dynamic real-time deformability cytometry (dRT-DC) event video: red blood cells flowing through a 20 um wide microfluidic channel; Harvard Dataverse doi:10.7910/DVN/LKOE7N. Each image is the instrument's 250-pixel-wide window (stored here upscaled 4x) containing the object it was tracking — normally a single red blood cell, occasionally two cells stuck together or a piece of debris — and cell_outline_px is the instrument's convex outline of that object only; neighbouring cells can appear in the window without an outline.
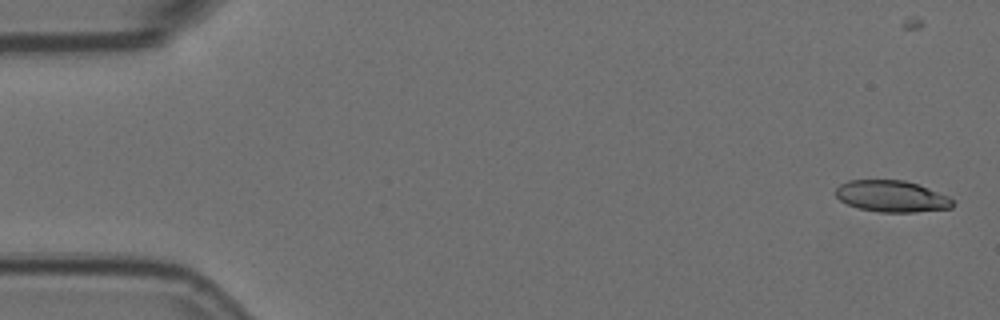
{"species": "Egyptian fruit bat (a non-hibernating species)", "species_latin": "Rousettus aegyptiacus", "temperature_condition": "room temperature", "stored_images_in_passage": 12, "camera_frame_rate_fps": 3000, "um_per_image_px": 0.085, "animal": {"sex": "female"}, "frame": {"image": 1, "passage_image": 1, "time_ms": 0.0, "image_size_px": [1000, 320], "cell_outline_px": [[952, 208], [916, 212], [880, 212], [860, 208], [848, 204], [840, 200], [836, 196], [836, 188], [840, 184], [848, 180], [904, 180], [928, 188], [948, 196], [952, 200]], "centroid_in_image_um": [75.78, 16.68], "position_along_channel_um": 9.2, "area_um2": 21.27}}
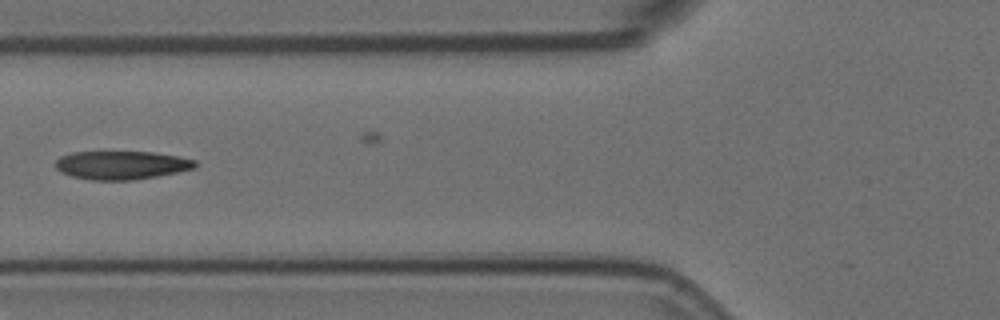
{"frame": {"image": 2, "passage_image": 6, "time_ms": 1.667, "image_size_px": [1000, 320], "cell_outline_px": [[196, 168], [136, 180], [92, 180], [72, 176], [60, 172], [56, 168], [56, 160], [60, 156], [72, 152], [152, 152], [176, 156], [196, 160]], "centroid_in_image_um": [10.3, 14.04], "position_along_channel_um": 115.5, "area_um2": 23.06}}
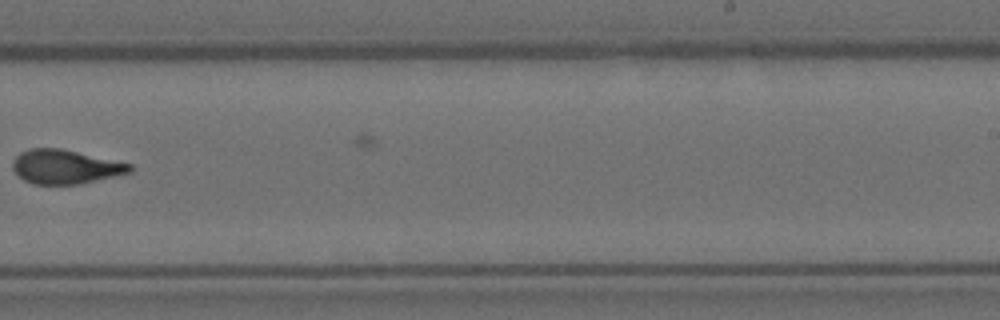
{"frame": {"image": 3, "passage_image": 10, "time_ms": 3.0, "image_size_px": [1000, 320], "cell_outline_px": [[132, 172], [80, 184], [32, 184], [24, 180], [12, 168], [12, 160], [20, 152], [28, 148], [60, 148], [132, 164]], "centroid_in_image_um": [5.53, 14.17], "position_along_channel_um": 283.5, "area_um2": 23.24}}